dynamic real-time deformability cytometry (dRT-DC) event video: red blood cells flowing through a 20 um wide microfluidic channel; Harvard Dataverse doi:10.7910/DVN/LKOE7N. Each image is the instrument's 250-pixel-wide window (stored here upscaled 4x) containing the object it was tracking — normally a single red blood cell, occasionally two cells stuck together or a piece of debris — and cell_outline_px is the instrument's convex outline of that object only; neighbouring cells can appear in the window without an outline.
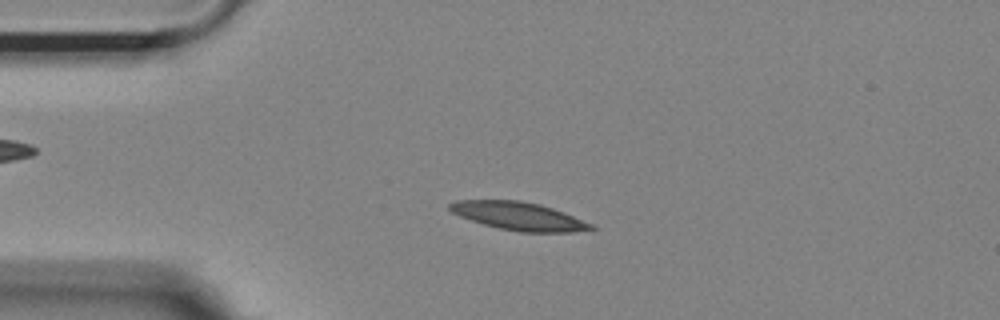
{"species": "Egyptian fruit bat (a non-hibernating species)", "species_latin": "Rousettus aegyptiacus", "temperature_condition": "room temperature", "stored_images_in_passage": 54, "camera_frame_rate_fps": 3000, "um_per_image_px": 0.085, "animal": {"sex": "female"}, "frame": {"image": 1, "passage_image": 12, "time_ms": 3.667, "image_size_px": [1000, 320], "cell_outline_px": [[596, 228], [572, 232], [520, 232], [500, 228], [484, 224], [460, 216], [452, 212], [448, 208], [448, 204], [456, 200], [520, 200], [540, 204], [564, 212], [592, 224]], "centroid_in_image_um": [44.08, 18.36], "position_along_channel_um": 40.9, "area_um2": 22.95}}
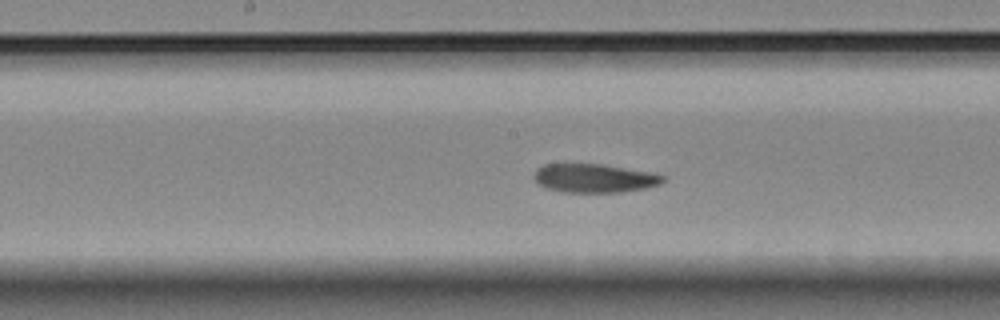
{"frame": {"image": 2, "passage_image": 27, "time_ms": 8.667, "image_size_px": [1000, 320], "cell_outline_px": [[664, 180], [660, 184], [644, 188], [620, 192], [560, 192], [544, 188], [532, 176], [536, 168], [544, 164], [600, 164], [648, 172], [664, 176]], "centroid_in_image_um": [50.44, 15.15], "position_along_channel_um": 197.8, "area_um2": 21.39}}
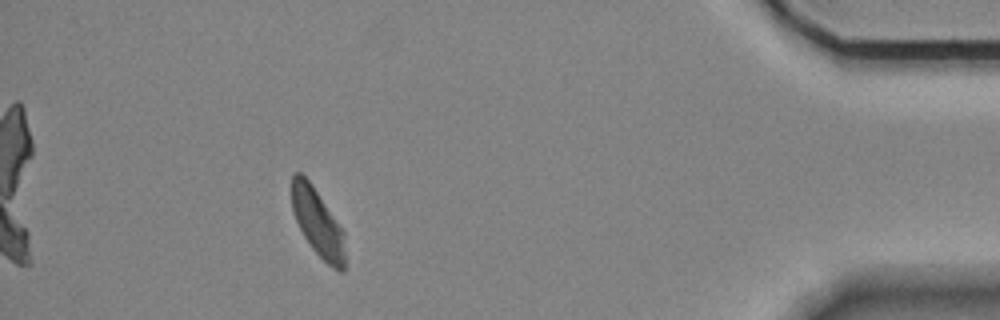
{"frame": {"image": 3, "passage_image": 49, "time_ms": 16.0, "image_size_px": [1000, 320], "cell_outline_px": [[344, 272], [340, 272], [332, 268], [312, 248], [304, 236], [296, 220], [292, 208], [292, 176], [296, 172], [300, 172], [308, 180], [344, 232]], "centroid_in_image_um": [27.0, 18.95], "position_along_channel_um": 408.2, "area_um2": 20.35}, "authors_computed_cell_mechanics": {"area_um2": 22.0218, "velocity_mm_per_s": 3.5902, "shape_relaxation_time_tau1_ms": null, "shape_relaxation_time_tau2_ms": 6.9973, "deformation_change_tau1": null, "deformation_change_tau2": 0.1332}}